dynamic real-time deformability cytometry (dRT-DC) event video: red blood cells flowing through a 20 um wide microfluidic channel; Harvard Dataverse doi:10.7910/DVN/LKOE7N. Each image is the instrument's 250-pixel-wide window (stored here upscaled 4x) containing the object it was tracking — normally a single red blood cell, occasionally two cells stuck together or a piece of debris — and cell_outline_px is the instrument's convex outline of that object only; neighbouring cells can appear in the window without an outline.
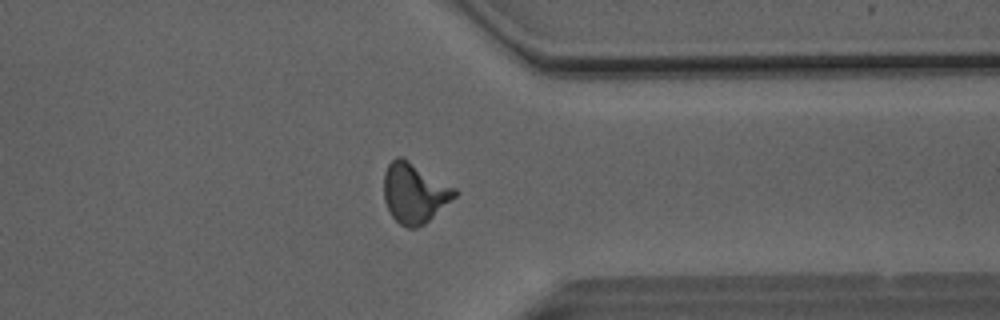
{"species": "Egyptian fruit bat (a non-hibernating species)", "species_latin": "Rousettus aegyptiacus", "temperature_condition": "room temperature", "stored_images_in_passage": 34, "camera_frame_rate_fps": 3000, "um_per_image_px": 0.085, "animal": {"sex": "male"}, "frame": {"image": 1, "passage_image": 28, "time_ms": 9.0, "image_size_px": [1000, 320], "cell_outline_px": [[460, 192], [456, 196], [424, 224], [416, 228], [408, 228], [400, 224], [392, 216], [384, 200], [384, 172], [388, 164], [396, 156], [400, 156], [408, 160], [456, 188]], "centroid_in_image_um": [35.22, 16.4], "position_along_channel_um": 376.2, "area_um2": 24.62}, "authors_computed_cell_mechanics": {"area_um2": 23.5246, "velocity_mm_per_s": 4.1094, "shape_relaxation_time_tau1_ms": 6.451, "shape_relaxation_time_tau2_ms": 1.2555, "deformation_change_tau1": 0.2004, "deformation_change_tau2": 0.0967}}